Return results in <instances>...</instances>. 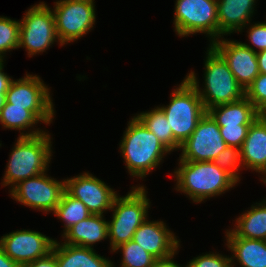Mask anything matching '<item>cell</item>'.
<instances>
[{
    "mask_svg": "<svg viewBox=\"0 0 266 267\" xmlns=\"http://www.w3.org/2000/svg\"><path fill=\"white\" fill-rule=\"evenodd\" d=\"M120 141L125 167L137 179L149 175L171 153L136 115L131 117Z\"/></svg>",
    "mask_w": 266,
    "mask_h": 267,
    "instance_id": "1",
    "label": "cell"
},
{
    "mask_svg": "<svg viewBox=\"0 0 266 267\" xmlns=\"http://www.w3.org/2000/svg\"><path fill=\"white\" fill-rule=\"evenodd\" d=\"M175 168V190L186 194L193 203H202L205 199L220 196L238 182L226 171L222 170L214 161L195 162L178 159Z\"/></svg>",
    "mask_w": 266,
    "mask_h": 267,
    "instance_id": "2",
    "label": "cell"
},
{
    "mask_svg": "<svg viewBox=\"0 0 266 267\" xmlns=\"http://www.w3.org/2000/svg\"><path fill=\"white\" fill-rule=\"evenodd\" d=\"M204 59V88L199 86L197 73L191 70L185 78L197 90L206 111L220 104L238 101L245 89L237 82L224 58L209 44Z\"/></svg>",
    "mask_w": 266,
    "mask_h": 267,
    "instance_id": "3",
    "label": "cell"
},
{
    "mask_svg": "<svg viewBox=\"0 0 266 267\" xmlns=\"http://www.w3.org/2000/svg\"><path fill=\"white\" fill-rule=\"evenodd\" d=\"M51 135L18 136L6 165L2 186L10 190L20 181L48 171L52 157Z\"/></svg>",
    "mask_w": 266,
    "mask_h": 267,
    "instance_id": "4",
    "label": "cell"
},
{
    "mask_svg": "<svg viewBox=\"0 0 266 267\" xmlns=\"http://www.w3.org/2000/svg\"><path fill=\"white\" fill-rule=\"evenodd\" d=\"M125 196L118 195L112 205V220L108 221L110 250L133 239L137 228L148 217L150 199L144 185L131 187ZM121 196V197H120Z\"/></svg>",
    "mask_w": 266,
    "mask_h": 267,
    "instance_id": "5",
    "label": "cell"
},
{
    "mask_svg": "<svg viewBox=\"0 0 266 267\" xmlns=\"http://www.w3.org/2000/svg\"><path fill=\"white\" fill-rule=\"evenodd\" d=\"M172 129L174 139L182 145L207 112L195 87L184 78L174 88L168 105L158 106Z\"/></svg>",
    "mask_w": 266,
    "mask_h": 267,
    "instance_id": "6",
    "label": "cell"
},
{
    "mask_svg": "<svg viewBox=\"0 0 266 267\" xmlns=\"http://www.w3.org/2000/svg\"><path fill=\"white\" fill-rule=\"evenodd\" d=\"M174 31L179 37L206 34L210 44L219 39L217 0H176Z\"/></svg>",
    "mask_w": 266,
    "mask_h": 267,
    "instance_id": "7",
    "label": "cell"
},
{
    "mask_svg": "<svg viewBox=\"0 0 266 267\" xmlns=\"http://www.w3.org/2000/svg\"><path fill=\"white\" fill-rule=\"evenodd\" d=\"M95 0H57L52 8L59 45L81 39L96 22ZM94 25V26H93Z\"/></svg>",
    "mask_w": 266,
    "mask_h": 267,
    "instance_id": "8",
    "label": "cell"
},
{
    "mask_svg": "<svg viewBox=\"0 0 266 267\" xmlns=\"http://www.w3.org/2000/svg\"><path fill=\"white\" fill-rule=\"evenodd\" d=\"M20 22L19 46L25 48L28 57L43 53L59 42L51 7L44 2L32 5Z\"/></svg>",
    "mask_w": 266,
    "mask_h": 267,
    "instance_id": "9",
    "label": "cell"
},
{
    "mask_svg": "<svg viewBox=\"0 0 266 267\" xmlns=\"http://www.w3.org/2000/svg\"><path fill=\"white\" fill-rule=\"evenodd\" d=\"M50 88L38 75L26 72V75L17 80L12 79L6 92V102L14 106L25 107L41 123H52L55 110Z\"/></svg>",
    "mask_w": 266,
    "mask_h": 267,
    "instance_id": "10",
    "label": "cell"
},
{
    "mask_svg": "<svg viewBox=\"0 0 266 267\" xmlns=\"http://www.w3.org/2000/svg\"><path fill=\"white\" fill-rule=\"evenodd\" d=\"M13 200L32 209L54 213L65 192V179L49 177L47 171L20 181L9 190Z\"/></svg>",
    "mask_w": 266,
    "mask_h": 267,
    "instance_id": "11",
    "label": "cell"
},
{
    "mask_svg": "<svg viewBox=\"0 0 266 267\" xmlns=\"http://www.w3.org/2000/svg\"><path fill=\"white\" fill-rule=\"evenodd\" d=\"M228 145L223 140L219 126L206 112L192 135L180 146L182 161L212 162Z\"/></svg>",
    "mask_w": 266,
    "mask_h": 267,
    "instance_id": "12",
    "label": "cell"
},
{
    "mask_svg": "<svg viewBox=\"0 0 266 267\" xmlns=\"http://www.w3.org/2000/svg\"><path fill=\"white\" fill-rule=\"evenodd\" d=\"M55 239L33 230H16L0 238V245L6 255L17 264H27L46 257L51 251Z\"/></svg>",
    "mask_w": 266,
    "mask_h": 267,
    "instance_id": "13",
    "label": "cell"
},
{
    "mask_svg": "<svg viewBox=\"0 0 266 267\" xmlns=\"http://www.w3.org/2000/svg\"><path fill=\"white\" fill-rule=\"evenodd\" d=\"M65 191L82 201L91 214L104 215L111 210L117 191L89 172L65 179Z\"/></svg>",
    "mask_w": 266,
    "mask_h": 267,
    "instance_id": "14",
    "label": "cell"
},
{
    "mask_svg": "<svg viewBox=\"0 0 266 267\" xmlns=\"http://www.w3.org/2000/svg\"><path fill=\"white\" fill-rule=\"evenodd\" d=\"M226 61L237 82L246 89L260 74L257 53L238 42L224 36L210 44Z\"/></svg>",
    "mask_w": 266,
    "mask_h": 267,
    "instance_id": "15",
    "label": "cell"
},
{
    "mask_svg": "<svg viewBox=\"0 0 266 267\" xmlns=\"http://www.w3.org/2000/svg\"><path fill=\"white\" fill-rule=\"evenodd\" d=\"M147 219L137 228L132 240L156 259L167 258L175 254L180 248V239H177L164 221H148Z\"/></svg>",
    "mask_w": 266,
    "mask_h": 267,
    "instance_id": "16",
    "label": "cell"
},
{
    "mask_svg": "<svg viewBox=\"0 0 266 267\" xmlns=\"http://www.w3.org/2000/svg\"><path fill=\"white\" fill-rule=\"evenodd\" d=\"M244 169H251L266 178V119L258 116L250 125L247 136L240 149Z\"/></svg>",
    "mask_w": 266,
    "mask_h": 267,
    "instance_id": "17",
    "label": "cell"
},
{
    "mask_svg": "<svg viewBox=\"0 0 266 267\" xmlns=\"http://www.w3.org/2000/svg\"><path fill=\"white\" fill-rule=\"evenodd\" d=\"M256 3V0H217L219 39L233 32H242L252 21Z\"/></svg>",
    "mask_w": 266,
    "mask_h": 267,
    "instance_id": "18",
    "label": "cell"
},
{
    "mask_svg": "<svg viewBox=\"0 0 266 267\" xmlns=\"http://www.w3.org/2000/svg\"><path fill=\"white\" fill-rule=\"evenodd\" d=\"M226 246L233 253L231 267H266V240L237 237L230 229H226Z\"/></svg>",
    "mask_w": 266,
    "mask_h": 267,
    "instance_id": "19",
    "label": "cell"
},
{
    "mask_svg": "<svg viewBox=\"0 0 266 267\" xmlns=\"http://www.w3.org/2000/svg\"><path fill=\"white\" fill-rule=\"evenodd\" d=\"M65 244L94 249V244L108 239V221L104 215L91 214L71 226L63 235Z\"/></svg>",
    "mask_w": 266,
    "mask_h": 267,
    "instance_id": "20",
    "label": "cell"
},
{
    "mask_svg": "<svg viewBox=\"0 0 266 267\" xmlns=\"http://www.w3.org/2000/svg\"><path fill=\"white\" fill-rule=\"evenodd\" d=\"M52 252L55 254L58 267H116L111 260L97 254L92 248L55 240Z\"/></svg>",
    "mask_w": 266,
    "mask_h": 267,
    "instance_id": "21",
    "label": "cell"
},
{
    "mask_svg": "<svg viewBox=\"0 0 266 267\" xmlns=\"http://www.w3.org/2000/svg\"><path fill=\"white\" fill-rule=\"evenodd\" d=\"M207 113L218 126L251 125L259 116V111L245 96L232 103L214 106Z\"/></svg>",
    "mask_w": 266,
    "mask_h": 267,
    "instance_id": "22",
    "label": "cell"
},
{
    "mask_svg": "<svg viewBox=\"0 0 266 267\" xmlns=\"http://www.w3.org/2000/svg\"><path fill=\"white\" fill-rule=\"evenodd\" d=\"M245 211L235 219L236 225L230 230L237 237L266 240V199Z\"/></svg>",
    "mask_w": 266,
    "mask_h": 267,
    "instance_id": "23",
    "label": "cell"
},
{
    "mask_svg": "<svg viewBox=\"0 0 266 267\" xmlns=\"http://www.w3.org/2000/svg\"><path fill=\"white\" fill-rule=\"evenodd\" d=\"M39 122L40 121L29 110H26L25 107L14 106L11 103L5 102V105L0 111V124L3 129L19 130L20 137L35 136L44 133V130L35 128ZM26 129L28 131H26Z\"/></svg>",
    "mask_w": 266,
    "mask_h": 267,
    "instance_id": "24",
    "label": "cell"
},
{
    "mask_svg": "<svg viewBox=\"0 0 266 267\" xmlns=\"http://www.w3.org/2000/svg\"><path fill=\"white\" fill-rule=\"evenodd\" d=\"M136 116L170 152L180 149L181 145L174 139L165 114L158 106L149 111L140 112Z\"/></svg>",
    "mask_w": 266,
    "mask_h": 267,
    "instance_id": "25",
    "label": "cell"
},
{
    "mask_svg": "<svg viewBox=\"0 0 266 267\" xmlns=\"http://www.w3.org/2000/svg\"><path fill=\"white\" fill-rule=\"evenodd\" d=\"M54 215L64 222L63 235L71 226L90 216L91 212L82 201L73 198L65 191Z\"/></svg>",
    "mask_w": 266,
    "mask_h": 267,
    "instance_id": "26",
    "label": "cell"
},
{
    "mask_svg": "<svg viewBox=\"0 0 266 267\" xmlns=\"http://www.w3.org/2000/svg\"><path fill=\"white\" fill-rule=\"evenodd\" d=\"M122 254L120 267H152L156 258L134 240L120 244L113 252Z\"/></svg>",
    "mask_w": 266,
    "mask_h": 267,
    "instance_id": "27",
    "label": "cell"
},
{
    "mask_svg": "<svg viewBox=\"0 0 266 267\" xmlns=\"http://www.w3.org/2000/svg\"><path fill=\"white\" fill-rule=\"evenodd\" d=\"M19 20L0 16V61H4L6 52L19 49Z\"/></svg>",
    "mask_w": 266,
    "mask_h": 267,
    "instance_id": "28",
    "label": "cell"
},
{
    "mask_svg": "<svg viewBox=\"0 0 266 267\" xmlns=\"http://www.w3.org/2000/svg\"><path fill=\"white\" fill-rule=\"evenodd\" d=\"M222 170L230 174L237 182H240L241 163L240 149L228 146L219 153L214 161Z\"/></svg>",
    "mask_w": 266,
    "mask_h": 267,
    "instance_id": "29",
    "label": "cell"
},
{
    "mask_svg": "<svg viewBox=\"0 0 266 267\" xmlns=\"http://www.w3.org/2000/svg\"><path fill=\"white\" fill-rule=\"evenodd\" d=\"M245 97L260 112L266 106V74L260 73L245 89Z\"/></svg>",
    "mask_w": 266,
    "mask_h": 267,
    "instance_id": "30",
    "label": "cell"
},
{
    "mask_svg": "<svg viewBox=\"0 0 266 267\" xmlns=\"http://www.w3.org/2000/svg\"><path fill=\"white\" fill-rule=\"evenodd\" d=\"M185 267H231V257L210 252L194 257Z\"/></svg>",
    "mask_w": 266,
    "mask_h": 267,
    "instance_id": "31",
    "label": "cell"
},
{
    "mask_svg": "<svg viewBox=\"0 0 266 267\" xmlns=\"http://www.w3.org/2000/svg\"><path fill=\"white\" fill-rule=\"evenodd\" d=\"M249 22L247 25L248 30L247 32V37L249 38V43H243L250 49H252L254 52L258 53L260 51L266 50V22H257L254 24H251Z\"/></svg>",
    "mask_w": 266,
    "mask_h": 267,
    "instance_id": "32",
    "label": "cell"
},
{
    "mask_svg": "<svg viewBox=\"0 0 266 267\" xmlns=\"http://www.w3.org/2000/svg\"><path fill=\"white\" fill-rule=\"evenodd\" d=\"M250 125L219 126L220 134L230 147L241 149Z\"/></svg>",
    "mask_w": 266,
    "mask_h": 267,
    "instance_id": "33",
    "label": "cell"
},
{
    "mask_svg": "<svg viewBox=\"0 0 266 267\" xmlns=\"http://www.w3.org/2000/svg\"><path fill=\"white\" fill-rule=\"evenodd\" d=\"M25 267H58L55 254L51 251L46 257L37 259Z\"/></svg>",
    "mask_w": 266,
    "mask_h": 267,
    "instance_id": "34",
    "label": "cell"
},
{
    "mask_svg": "<svg viewBox=\"0 0 266 267\" xmlns=\"http://www.w3.org/2000/svg\"><path fill=\"white\" fill-rule=\"evenodd\" d=\"M4 61H0V93H6L9 85L12 81V77L8 76L7 73L3 72L4 70Z\"/></svg>",
    "mask_w": 266,
    "mask_h": 267,
    "instance_id": "35",
    "label": "cell"
},
{
    "mask_svg": "<svg viewBox=\"0 0 266 267\" xmlns=\"http://www.w3.org/2000/svg\"><path fill=\"white\" fill-rule=\"evenodd\" d=\"M178 252L179 251H177L175 254L167 258L156 259L152 267H184V266H181L180 264H177V262H175L173 259L174 256L178 254Z\"/></svg>",
    "mask_w": 266,
    "mask_h": 267,
    "instance_id": "36",
    "label": "cell"
},
{
    "mask_svg": "<svg viewBox=\"0 0 266 267\" xmlns=\"http://www.w3.org/2000/svg\"><path fill=\"white\" fill-rule=\"evenodd\" d=\"M0 267H22L15 261L11 260L6 253L3 251L0 245Z\"/></svg>",
    "mask_w": 266,
    "mask_h": 267,
    "instance_id": "37",
    "label": "cell"
},
{
    "mask_svg": "<svg viewBox=\"0 0 266 267\" xmlns=\"http://www.w3.org/2000/svg\"><path fill=\"white\" fill-rule=\"evenodd\" d=\"M259 72L266 74V50L257 53Z\"/></svg>",
    "mask_w": 266,
    "mask_h": 267,
    "instance_id": "38",
    "label": "cell"
},
{
    "mask_svg": "<svg viewBox=\"0 0 266 267\" xmlns=\"http://www.w3.org/2000/svg\"><path fill=\"white\" fill-rule=\"evenodd\" d=\"M6 102V93H0V111Z\"/></svg>",
    "mask_w": 266,
    "mask_h": 267,
    "instance_id": "39",
    "label": "cell"
},
{
    "mask_svg": "<svg viewBox=\"0 0 266 267\" xmlns=\"http://www.w3.org/2000/svg\"><path fill=\"white\" fill-rule=\"evenodd\" d=\"M259 116L266 119V106L259 112Z\"/></svg>",
    "mask_w": 266,
    "mask_h": 267,
    "instance_id": "40",
    "label": "cell"
}]
</instances>
